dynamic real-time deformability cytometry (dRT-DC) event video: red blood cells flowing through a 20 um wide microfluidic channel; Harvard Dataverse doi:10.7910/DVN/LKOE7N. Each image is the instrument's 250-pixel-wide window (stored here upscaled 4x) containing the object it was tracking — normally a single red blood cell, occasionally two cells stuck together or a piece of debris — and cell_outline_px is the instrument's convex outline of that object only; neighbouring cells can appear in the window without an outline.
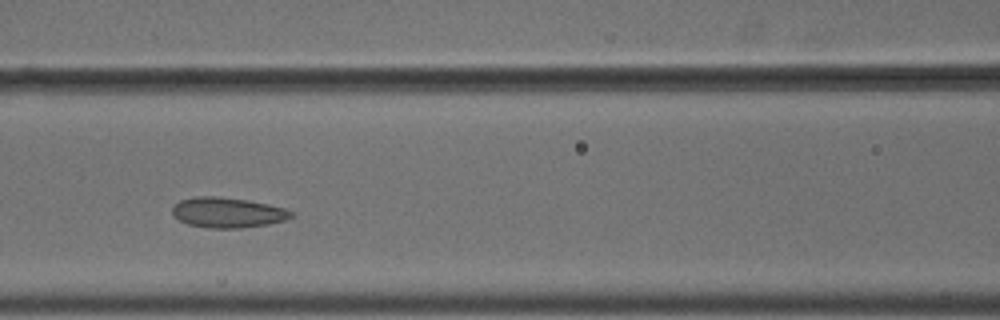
{"species": "common noctule bat (a hibernating species)", "species_latin": "Nyctalus noctula", "temperature_condition": "cold", "stored_images_in_passage": 6, "camera_frame_rate_fps": 3000, "um_per_image_px": 0.085, "animal": {"sex": "male", "body_mass_g": 18.8}, "frame": {"image": 1, "passage_image": 5, "time_ms": 1.333, "image_size_px": [1000, 320], "cell_outline_px": [[292, 216], [284, 220], [268, 224], [240, 228], [208, 228], [188, 224], [172, 216], [172, 208], [180, 200], [196, 196], [220, 196], [268, 204], [284, 208], [292, 212]], "centroid_in_image_um": [19.3, 18.06], "position_along_channel_um": 147.3, "area_um2": 20.81}}
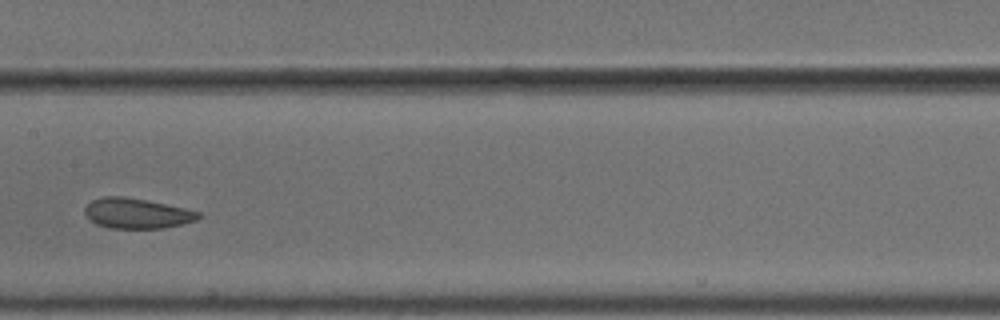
{"frame": {"image": 2, "passage_image": 6, "time_ms": 1.667, "image_size_px": [1000, 320], "cell_outline_px": [[200, 216], [196, 220], [164, 228], [108, 228], [96, 224], [84, 212], [84, 208], [92, 200], [104, 196], [124, 196], [184, 208], [200, 212]], "centroid_in_image_um": [11.6, 18.13], "position_along_channel_um": 195.8, "area_um2": 19.71}}